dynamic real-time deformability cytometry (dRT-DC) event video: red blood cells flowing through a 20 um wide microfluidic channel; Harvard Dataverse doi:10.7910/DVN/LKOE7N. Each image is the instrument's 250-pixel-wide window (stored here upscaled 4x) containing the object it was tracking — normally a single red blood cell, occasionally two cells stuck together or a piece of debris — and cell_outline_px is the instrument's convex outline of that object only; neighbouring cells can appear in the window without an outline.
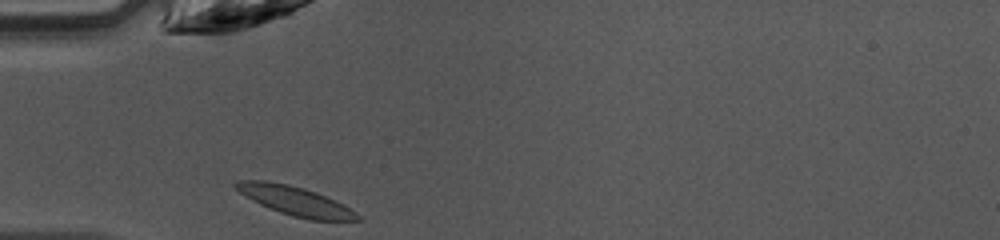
{"species": "common noctule bat (a hibernating species)", "species_latin": "Nyctalus noctula", "temperature_condition": "warm", "stored_images_in_passage": 26, "camera_frame_rate_fps": 3000, "um_per_image_px": 0.085, "animal": {"sex": "female", "body_mass_g": 10.0, "forearm_length_mm": 53.1}, "frame": {"image": 1, "passage_image": 1, "time_ms": 0.0, "image_size_px": [1000, 240], "cell_outline_px": [[364, 220], [308, 220], [292, 216], [280, 212], [260, 204], [244, 196], [232, 184], [236, 180], [264, 180], [288, 184], [304, 188], [316, 192], [356, 212]], "centroid_in_image_um": [25.04, 17.07], "position_along_channel_um": 60.0, "area_um2": 20.35}}
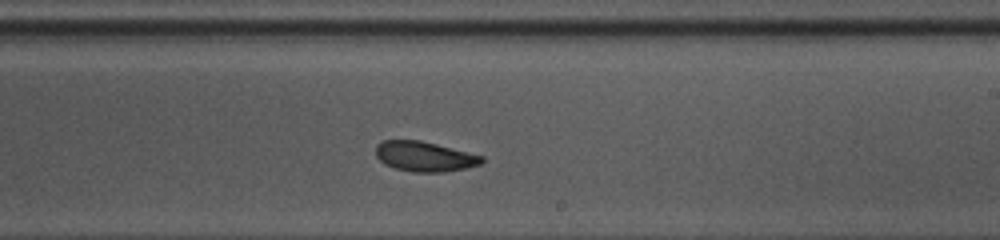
{"frame": {"image": 2, "passage_image": 15, "time_ms": 4.667, "image_size_px": [1000, 240], "cell_outline_px": [[484, 160], [480, 164], [464, 168], [444, 172], [412, 172], [396, 168], [384, 164], [376, 156], [376, 144], [384, 140], [420, 140], [484, 156]], "centroid_in_image_um": [36.07, 13.3], "position_along_channel_um": 252.9, "area_um2": 18.44}}
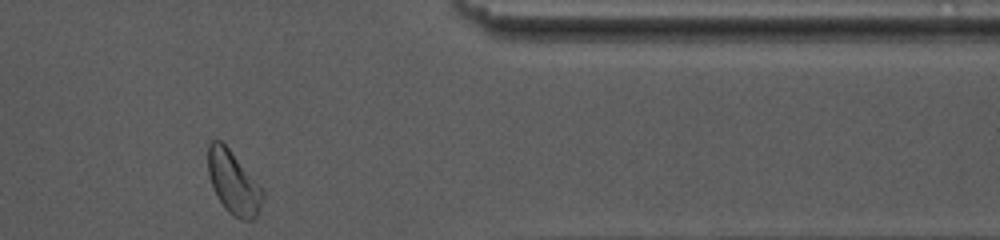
{"frame": {"image": 3, "passage_image": 26, "time_ms": 8.333, "image_size_px": [1000, 240], "cell_outline_px": [[264, 196], [256, 216], [252, 220], [240, 220], [228, 212], [220, 200], [212, 184], [208, 172], [208, 144], [212, 140], [220, 140], [228, 148], [264, 188]], "centroid_in_image_um": [19.87, 15.52], "position_along_channel_um": 391.5, "area_um2": 19.94}, "authors_computed_cell_mechanics": {"area_um2": 18.9584, "velocity_mm_per_s": 4.2147, "shape_relaxation_time_tau1_ms": 2.3733, "shape_relaxation_time_tau2_ms": 2.1509, "deformation_change_tau1": 0.088, "deformation_change_tau2": 0.0797}}